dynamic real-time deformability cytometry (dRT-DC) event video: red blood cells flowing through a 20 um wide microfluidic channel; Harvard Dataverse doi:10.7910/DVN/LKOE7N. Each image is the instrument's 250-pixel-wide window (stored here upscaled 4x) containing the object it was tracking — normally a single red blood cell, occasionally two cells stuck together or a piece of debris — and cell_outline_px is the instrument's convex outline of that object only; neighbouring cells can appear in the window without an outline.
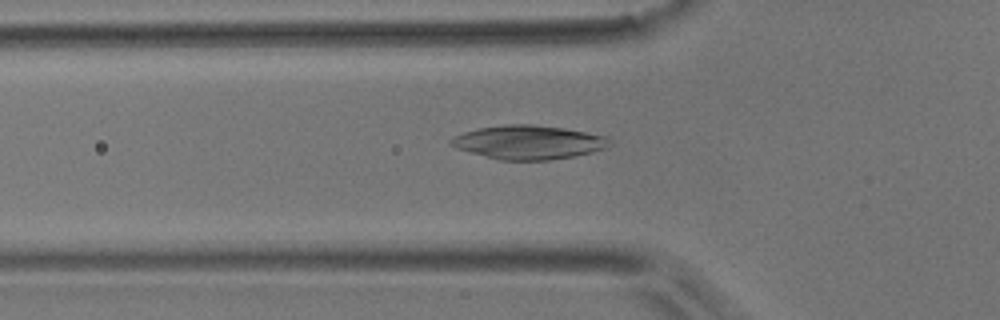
{"species": "common noctule bat (a hibernating species)", "species_latin": "Nyctalus noctula", "temperature_condition": "room temperature", "stored_images_in_passage": 49, "camera_frame_rate_fps": 3000, "um_per_image_px": 0.085, "animal": {"sex": "male", "body_mass_g": 17.9}, "frame": {"image": 1, "passage_image": 14, "time_ms": 4.333, "image_size_px": [1000, 320], "cell_outline_px": [[612, 144], [604, 148], [592, 152], [576, 156], [548, 160], [500, 160], [456, 148], [448, 144], [448, 140], [452, 136], [476, 128], [504, 124], [532, 124], [564, 128], [608, 136]], "centroid_in_image_um": [44.9, 12.08], "position_along_channel_um": 80.9, "area_um2": 31.5}}
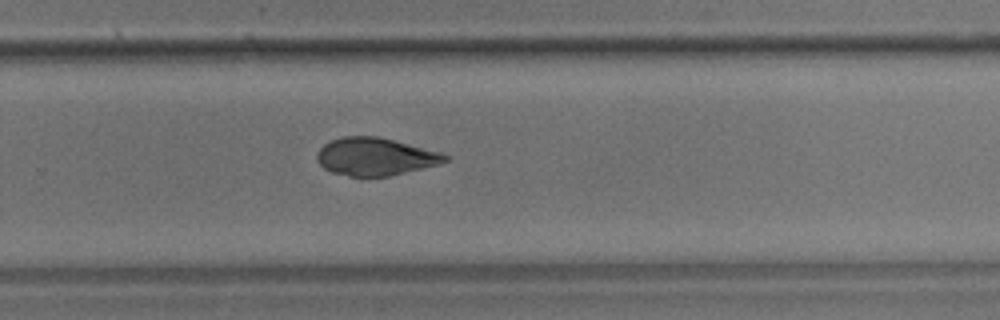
{"frame": {"image": 2, "passage_image": 31, "time_ms": 10.0, "image_size_px": [1000, 320], "cell_outline_px": [[448, 160], [436, 164], [388, 176], [348, 176], [332, 172], [324, 168], [316, 160], [316, 152], [324, 144], [332, 140], [344, 136], [376, 136], [440, 152], [448, 156]], "centroid_in_image_um": [31.82, 13.31], "position_along_channel_um": 298.0, "area_um2": 27.63}}
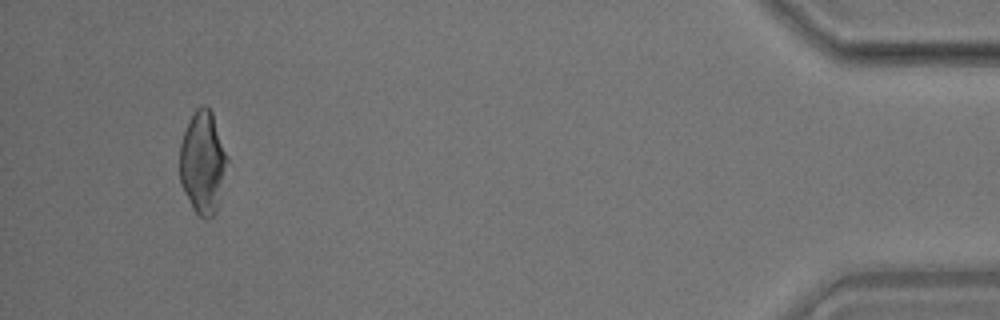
{"frame": {"image": 3, "passage_image": 46, "time_ms": 15.0, "image_size_px": [1000, 320], "cell_outline_px": [[228, 160], [216, 212], [208, 220], [204, 220], [192, 208], [180, 184], [180, 144], [184, 132], [196, 108], [200, 104], [208, 104], [212, 112], [228, 156]], "centroid_in_image_um": [17.23, 13.8], "position_along_channel_um": 418.0, "area_um2": 28.44}, "authors_computed_cell_mechanics": {"area_um2": 28.8422, "velocity_mm_per_s": 3.814, "shape_relaxation_time_tau1_ms": 6.7384, "shape_relaxation_time_tau2_ms": 5.6244, "deformation_change_tau1": 0.178, "deformation_change_tau2": 0.0984}}